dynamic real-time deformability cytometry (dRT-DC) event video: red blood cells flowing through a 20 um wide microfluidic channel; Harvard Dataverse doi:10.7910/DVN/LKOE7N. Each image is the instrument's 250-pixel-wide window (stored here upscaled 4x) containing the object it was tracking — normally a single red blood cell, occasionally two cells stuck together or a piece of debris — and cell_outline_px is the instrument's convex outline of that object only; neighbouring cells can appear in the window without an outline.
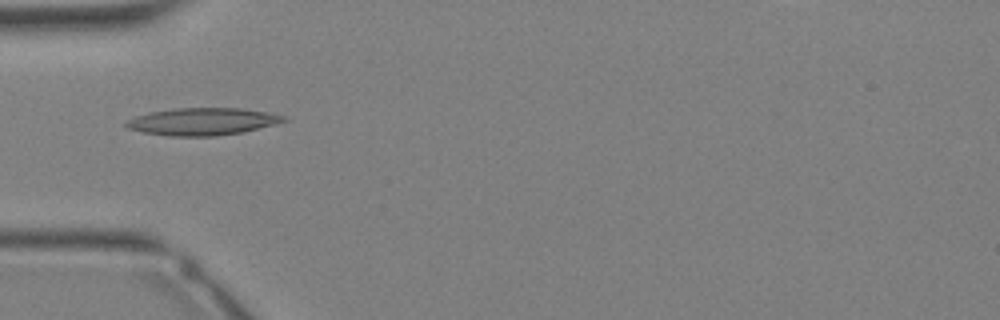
{"species": "Egyptian fruit bat (a non-hibernating species)", "species_latin": "Rousettus aegyptiacus", "temperature_condition": "warm", "stored_images_in_passage": 34, "camera_frame_rate_fps": 3000, "um_per_image_px": 0.085, "animal": {"sex": "female"}, "frame": {"image": 1, "passage_image": 11, "time_ms": 3.333, "image_size_px": [1000, 320], "cell_outline_px": [[288, 120], [276, 124], [244, 132], [216, 136], [168, 136], [144, 132], [128, 128], [124, 124], [124, 120], [148, 112], [176, 108], [240, 108], [268, 112], [288, 116]], "centroid_in_image_um": [17.23, 10.33], "position_along_channel_um": 67.8, "area_um2": 25.32}}
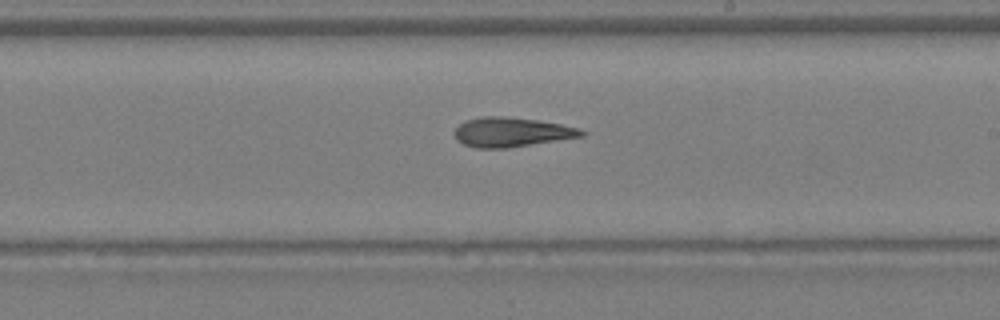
{"frame": {"image": 2, "passage_image": 20, "time_ms": 6.333, "image_size_px": [1000, 320], "cell_outline_px": [[588, 132], [584, 136], [504, 148], [476, 148], [464, 144], [456, 140], [452, 132], [460, 124], [468, 120], [480, 116], [504, 116], [536, 120], [560, 124], [580, 128]], "centroid_in_image_um": [43.46, 11.23], "position_along_channel_um": 245.5, "area_um2": 21.73}}
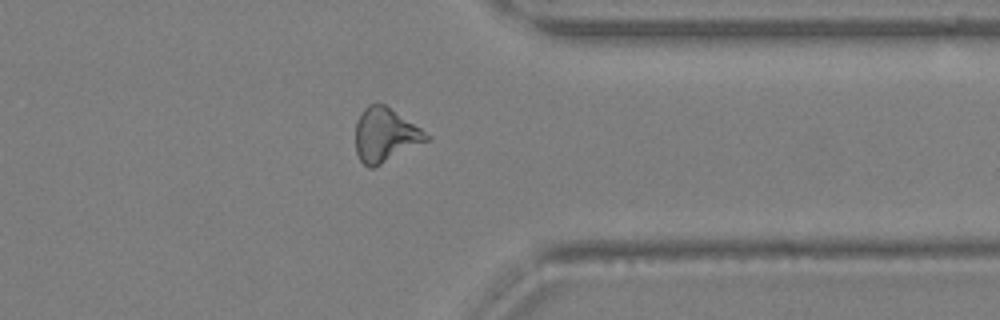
{"frame": {"image": 3, "passage_image": 27, "time_ms": 8.667, "image_size_px": [1000, 320], "cell_outline_px": [[432, 140], [372, 168], [368, 168], [360, 160], [356, 152], [356, 120], [360, 112], [368, 104], [384, 104], [432, 136]], "centroid_in_image_um": [32.76, 11.49], "position_along_channel_um": 378.6, "area_um2": 22.37}}